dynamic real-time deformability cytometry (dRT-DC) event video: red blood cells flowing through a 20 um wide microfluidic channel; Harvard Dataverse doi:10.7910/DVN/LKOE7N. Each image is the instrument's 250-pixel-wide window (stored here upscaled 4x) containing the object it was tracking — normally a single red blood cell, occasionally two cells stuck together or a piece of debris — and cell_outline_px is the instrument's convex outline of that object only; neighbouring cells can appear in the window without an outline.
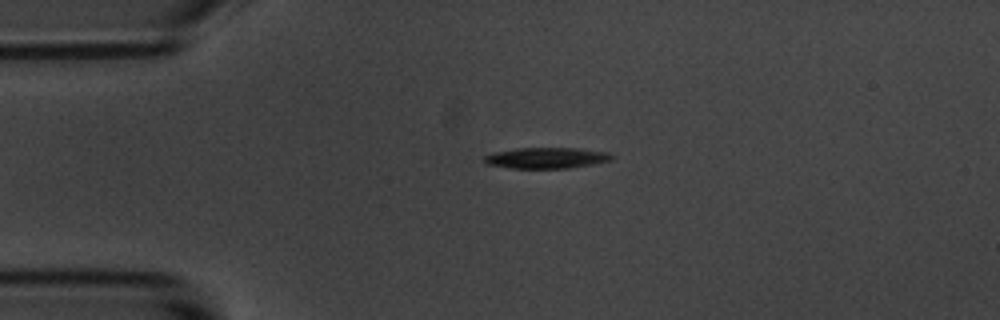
{"species": "common noctule bat (a hibernating species)", "species_latin": "Nyctalus noctula", "temperature_condition": "room temperature", "stored_images_in_passage": 3, "camera_frame_rate_fps": 3000, "um_per_image_px": 0.085, "animal": {"sex": "male", "body_mass_g": 20.1, "forearm_length_mm": 53.5}, "frame": {"image": 1, "passage_image": 1, "time_ms": 0.0, "image_size_px": [1000, 320], "cell_outline_px": [[612, 160], [592, 164], [568, 168], [512, 168], [488, 164], [484, 160], [484, 156], [496, 152], [516, 148], [576, 148], [608, 152], [612, 156]], "centroid_in_image_um": [46.46, 13.42], "position_along_channel_um": 38.5, "area_um2": 15.32}}
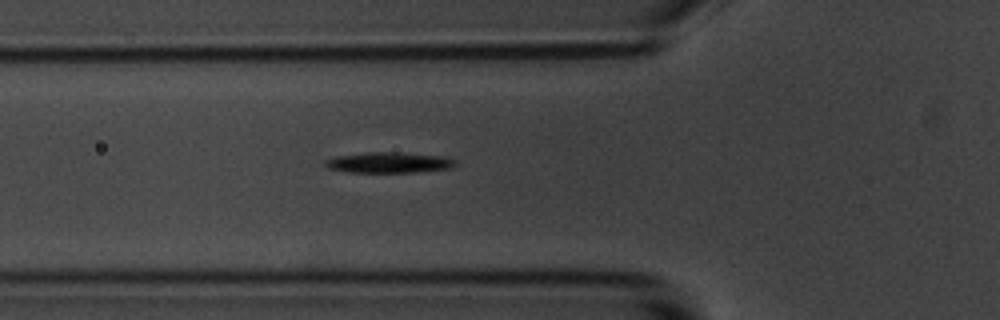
{"frame": {"image": 2, "passage_image": 3, "time_ms": 2.333, "image_size_px": [1000, 320], "cell_outline_px": [[456, 164], [452, 168], [416, 172], [348, 172], [328, 168], [324, 164], [324, 160], [336, 156], [364, 152], [396, 152], [444, 156], [456, 160]], "centroid_in_image_um": [33.05, 13.81], "position_along_channel_um": 92.7, "area_um2": 15.78}}